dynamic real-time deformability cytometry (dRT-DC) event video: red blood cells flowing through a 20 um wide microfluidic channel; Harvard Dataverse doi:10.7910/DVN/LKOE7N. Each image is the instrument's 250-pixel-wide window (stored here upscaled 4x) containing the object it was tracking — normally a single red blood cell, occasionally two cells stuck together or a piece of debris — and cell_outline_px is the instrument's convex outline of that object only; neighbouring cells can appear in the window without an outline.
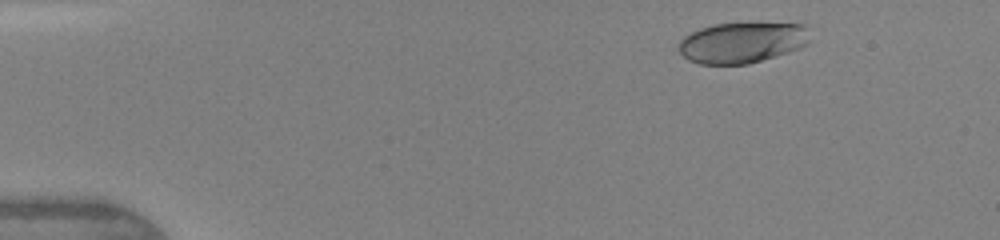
{"species": "human", "species_latin": "Homo sapiens", "temperature_condition": "warm", "stored_images_in_passage": 53, "camera_frame_rate_fps": 3000, "um_per_image_px": 0.085, "donor": {"sex": "female"}, "frame": {"image": 1, "passage_image": 6, "time_ms": 1.333, "image_size_px": [1000, 240], "cell_outline_px": [[808, 44], [800, 48], [788, 52], [748, 64], [700, 64], [688, 60], [676, 48], [680, 40], [684, 36], [700, 28], [716, 24], [804, 24]], "centroid_in_image_um": [63.0, 3.64], "position_along_channel_um": 22.0, "area_um2": 30.69}}
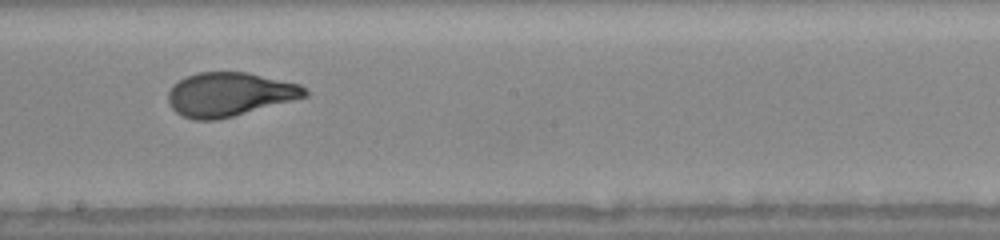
{"frame": {"image": 2, "passage_image": 30, "time_ms": 8.333, "image_size_px": [1000, 240], "cell_outline_px": [[308, 96], [232, 116], [216, 120], [196, 120], [184, 116], [176, 112], [172, 108], [168, 100], [168, 92], [172, 84], [188, 76], [200, 72], [248, 72], [300, 84], [308, 92]], "centroid_in_image_um": [19.49, 8.01], "position_along_channel_um": 228.7, "area_um2": 34.62}}
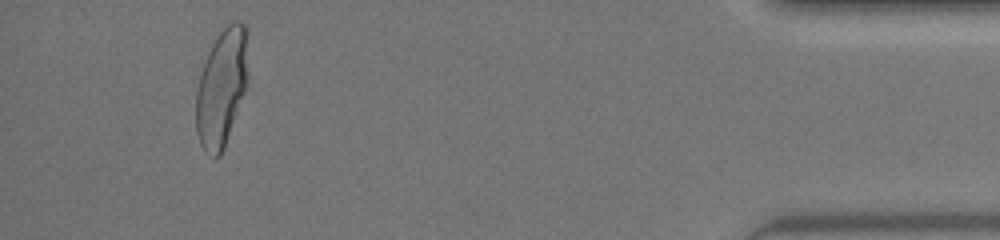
{"frame": {"image": 3, "passage_image": 49, "time_ms": 14.0, "image_size_px": [1000, 240], "cell_outline_px": [[248, 84], [224, 148], [220, 156], [216, 156], [204, 152], [200, 144], [196, 132], [196, 92], [200, 72], [208, 52], [212, 44], [220, 32], [232, 20], [236, 20], [244, 24], [248, 76]], "centroid_in_image_um": [18.82, 7.48], "position_along_channel_um": 416.4, "area_um2": 35.55}, "authors_computed_cell_mechanics": {"area_um2": 34.68, "velocity_mm_per_s": 4.322, "shape_relaxation_time_tau1_ms": 4.0792, "shape_relaxation_time_tau2_ms": null, "deformation_change_tau1": 0.191, "deformation_change_tau2": null}}